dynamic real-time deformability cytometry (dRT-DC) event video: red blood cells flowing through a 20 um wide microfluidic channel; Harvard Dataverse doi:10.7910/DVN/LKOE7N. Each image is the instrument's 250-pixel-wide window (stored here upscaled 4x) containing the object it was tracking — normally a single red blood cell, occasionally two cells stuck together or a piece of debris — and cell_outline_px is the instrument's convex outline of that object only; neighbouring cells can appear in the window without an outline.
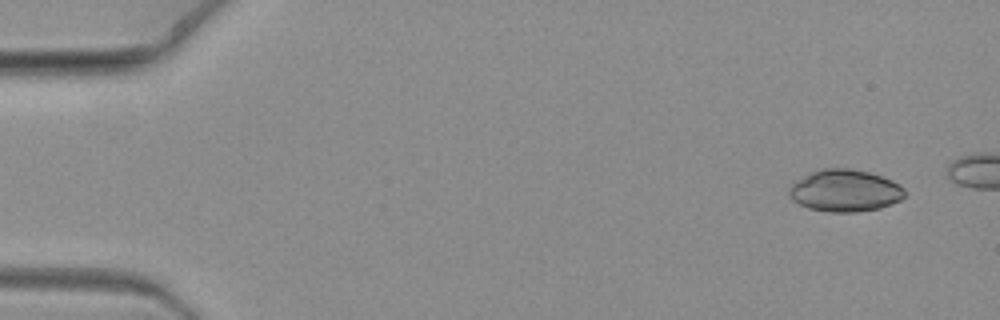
{"species": "common noctule bat (a hibernating species)", "species_latin": "Nyctalus noctula", "temperature_condition": "warm", "stored_images_in_passage": 6, "camera_frame_rate_fps": 3000, "um_per_image_px": 0.085, "animal": {"sex": "female", "body_mass_g": 19.3, "forearm_length_mm": 54.1}, "frame": {"image": 1, "passage_image": 1, "time_ms": 0.0, "image_size_px": [1000, 320], "cell_outline_px": [[904, 196], [900, 200], [880, 208], [856, 212], [832, 212], [808, 208], [792, 200], [788, 196], [788, 188], [796, 180], [820, 168], [848, 168], [868, 172], [892, 180], [900, 184], [904, 188]], "centroid_in_image_um": [71.8, 16.2], "position_along_channel_um": 13.2, "area_um2": 28.32}}